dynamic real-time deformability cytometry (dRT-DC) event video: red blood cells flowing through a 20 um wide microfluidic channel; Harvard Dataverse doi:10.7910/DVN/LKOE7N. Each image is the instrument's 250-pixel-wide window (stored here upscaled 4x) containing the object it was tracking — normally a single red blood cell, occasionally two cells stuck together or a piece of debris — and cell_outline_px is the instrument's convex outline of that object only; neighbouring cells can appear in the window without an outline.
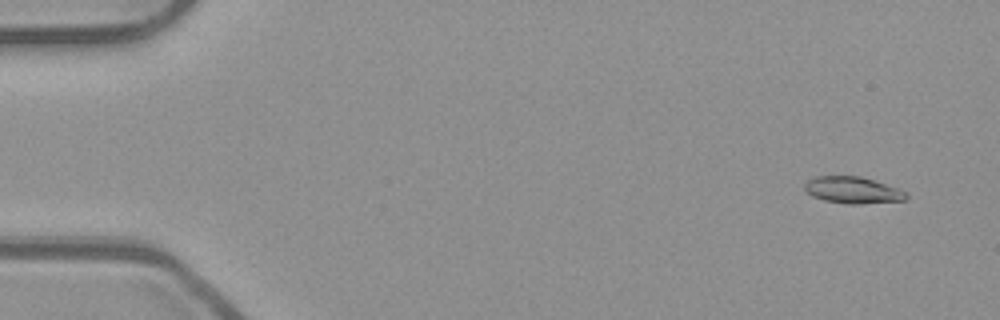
{"species": "common noctule bat (a hibernating species)", "species_latin": "Nyctalus noctula", "temperature_condition": "room temperature", "stored_images_in_passage": 54, "segment_of_instrument_passage": [1, 2], "camera_frame_rate_fps": 3000, "um_per_image_px": 0.085, "animal": {"sex": "male", "body_mass_g": 23.1, "forearm_length_mm": 52.7}, "frame": {"image": 1, "passage_image": 4, "time_ms": 1.0, "image_size_px": [1000, 320], "cell_outline_px": [[908, 196], [904, 200], [860, 204], [848, 204], [824, 200], [812, 196], [804, 188], [804, 184], [808, 180], [816, 176], [860, 176], [908, 192]], "centroid_in_image_um": [72.47, 16.16], "position_along_channel_um": 12.5, "area_um2": 15.61}}
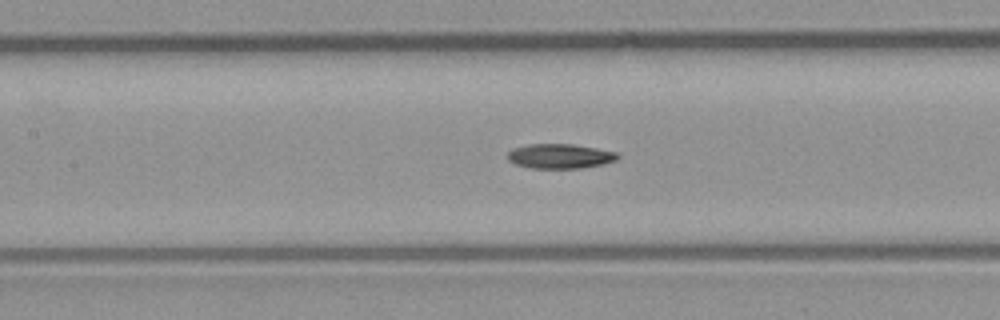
{"frame": {"image": 2, "passage_image": 25, "time_ms": 8.0, "image_size_px": [1000, 320], "cell_outline_px": [[620, 156], [616, 160], [600, 164], [580, 168], [528, 168], [516, 164], [508, 160], [508, 152], [512, 148], [528, 144], [572, 144], [596, 148], [616, 152]], "centroid_in_image_um": [47.56, 13.27], "position_along_channel_um": 159.8, "area_um2": 15.72}}
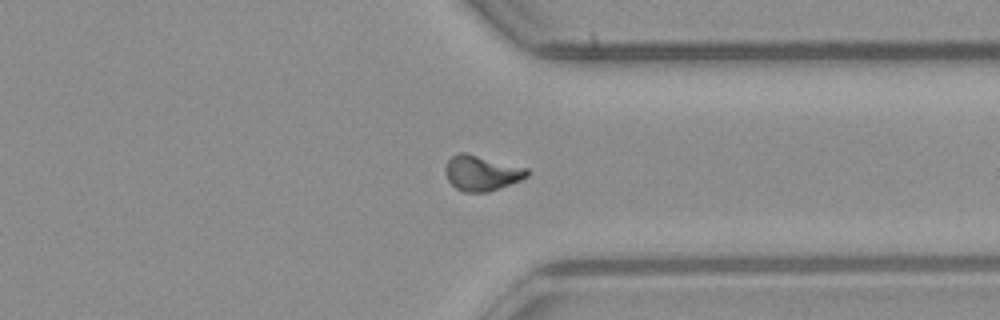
{"frame": {"image": 3, "passage_image": 41, "time_ms": 13.333, "image_size_px": [1000, 320], "cell_outline_px": [[528, 176], [520, 180], [488, 192], [464, 192], [456, 188], [448, 180], [444, 172], [444, 168], [448, 160], [456, 152], [464, 152], [528, 168]], "centroid_in_image_um": [40.91, 14.7], "position_along_channel_um": 370.5, "area_um2": 16.76}}